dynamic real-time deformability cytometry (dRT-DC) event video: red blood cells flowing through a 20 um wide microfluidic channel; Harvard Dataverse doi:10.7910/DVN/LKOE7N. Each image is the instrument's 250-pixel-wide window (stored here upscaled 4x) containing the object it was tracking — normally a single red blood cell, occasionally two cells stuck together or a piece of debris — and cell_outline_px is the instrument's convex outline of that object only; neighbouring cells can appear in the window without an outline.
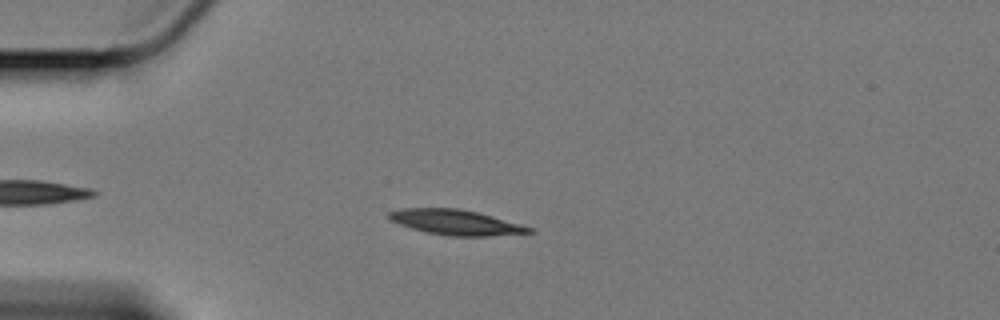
{"species": "Egyptian fruit bat (a non-hibernating species)", "species_latin": "Rousettus aegyptiacus", "temperature_condition": "cold", "stored_images_in_passage": 44, "camera_frame_rate_fps": 3000, "um_per_image_px": 0.085, "animal": {"sex": "female"}, "frame": {"image": 1, "passage_image": 8, "time_ms": 2.333, "image_size_px": [1000, 320], "cell_outline_px": [[536, 232], [488, 236], [448, 236], [428, 232], [412, 228], [400, 224], [392, 220], [388, 216], [388, 212], [400, 208], [460, 208], [492, 216], [520, 224], [532, 228]], "centroid_in_image_um": [38.75, 18.89], "position_along_channel_um": 46.3, "area_um2": 20.35}}
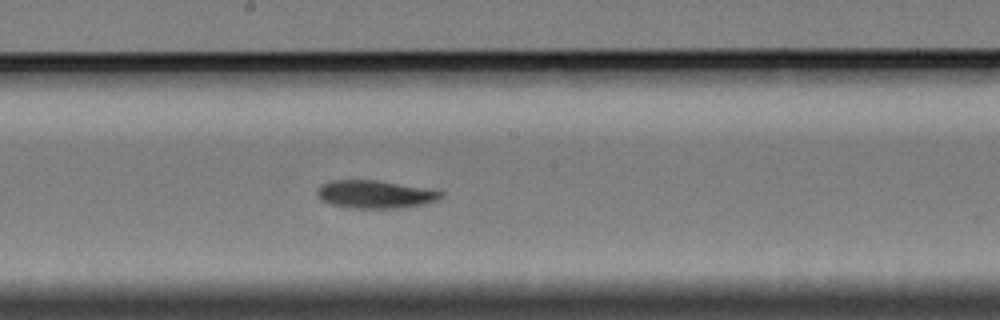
{"frame": {"image": 2, "passage_image": 25, "time_ms": 8.0, "image_size_px": [1000, 320], "cell_outline_px": [[444, 196], [436, 200], [424, 204], [400, 208], [348, 208], [332, 204], [320, 200], [316, 192], [320, 184], [328, 180], [376, 180], [440, 188], [444, 192]], "centroid_in_image_um": [31.97, 16.49], "position_along_channel_um": 216.2, "area_um2": 20.87}}
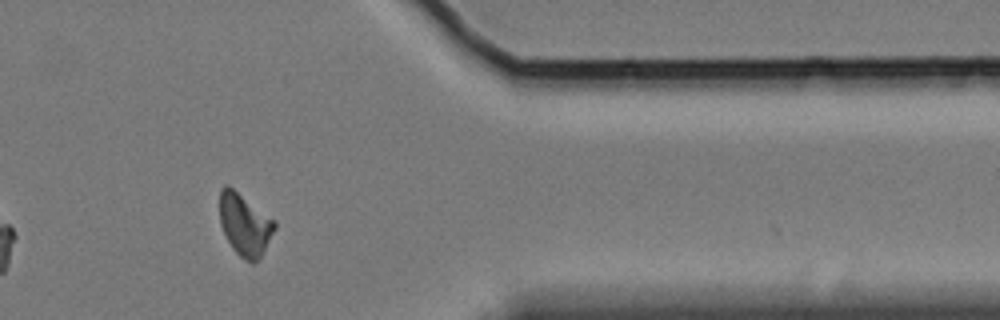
{"frame": {"image": 3, "passage_image": 42, "time_ms": 13.667, "image_size_px": [1000, 320], "cell_outline_px": [[276, 228], [260, 256], [252, 264], [244, 260], [232, 248], [220, 224], [220, 188], [224, 184], [228, 184], [276, 220]], "centroid_in_image_um": [20.8, 19.05], "position_along_channel_um": 390.6, "area_um2": 19.88}}